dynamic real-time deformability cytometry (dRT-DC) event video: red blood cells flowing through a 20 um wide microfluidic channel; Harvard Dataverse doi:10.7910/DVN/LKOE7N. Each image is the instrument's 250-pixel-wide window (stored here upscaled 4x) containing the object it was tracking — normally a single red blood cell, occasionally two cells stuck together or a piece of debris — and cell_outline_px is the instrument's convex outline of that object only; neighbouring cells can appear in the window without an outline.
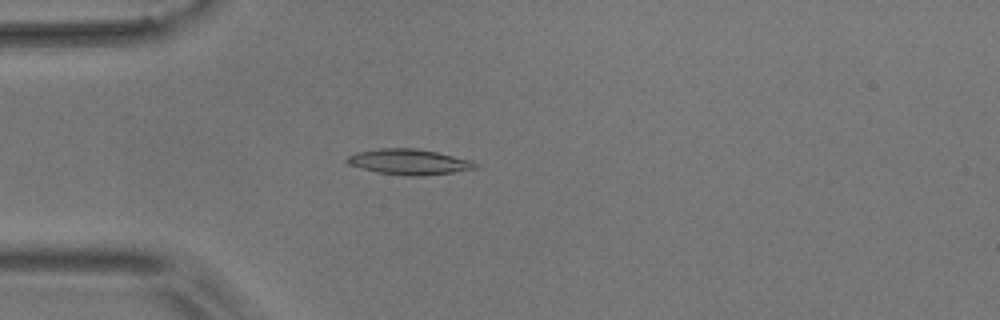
{"species": "common noctule bat (a hibernating species)", "species_latin": "Nyctalus noctula", "temperature_condition": "room temperature", "stored_images_in_passage": 5, "camera_frame_rate_fps": 3000, "um_per_image_px": 0.085, "animal": {"sex": "male", "body_mass_g": 17.9}, "frame": {"image": 1, "passage_image": 4, "time_ms": 3.667, "image_size_px": [1000, 320], "cell_outline_px": [[480, 168], [424, 176], [412, 176], [376, 172], [348, 164], [344, 160], [348, 156], [356, 152], [380, 148], [416, 148], [436, 152], [472, 160], [480, 164]], "centroid_in_image_um": [34.8, 13.76], "position_along_channel_um": 50.2, "area_um2": 19.19}}